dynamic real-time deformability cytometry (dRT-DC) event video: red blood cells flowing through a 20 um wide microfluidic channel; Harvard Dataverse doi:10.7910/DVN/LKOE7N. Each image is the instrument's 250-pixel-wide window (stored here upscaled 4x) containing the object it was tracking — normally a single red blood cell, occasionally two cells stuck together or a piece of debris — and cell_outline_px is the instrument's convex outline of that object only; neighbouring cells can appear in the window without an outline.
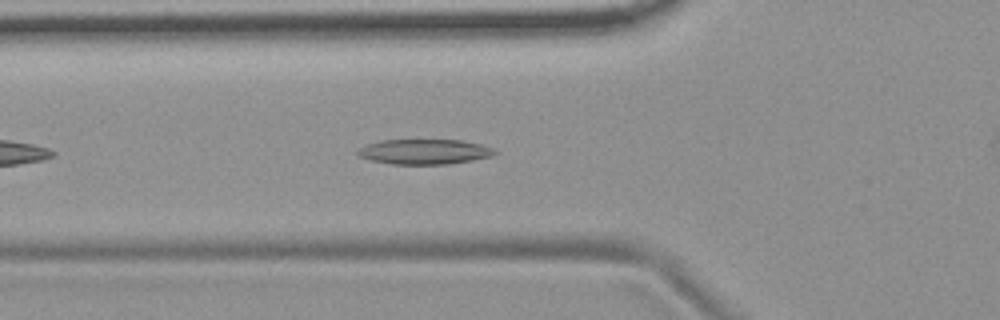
{"species": "common noctule bat (a hibernating species)", "species_latin": "Nyctalus noctula", "temperature_condition": "room temperature", "stored_images_in_passage": 43, "camera_frame_rate_fps": 3000, "um_per_image_px": 0.085, "animal": {"sex": "female", "body_mass_g": 19.9}, "frame": {"image": 1, "passage_image": 7, "time_ms": 2.0, "image_size_px": [1000, 320], "cell_outline_px": [[500, 152], [492, 156], [472, 160], [448, 164], [392, 164], [372, 160], [360, 156], [356, 152], [360, 148], [368, 144], [380, 140], [460, 140], [480, 144], [492, 148]], "centroid_in_image_um": [36.11, 12.89], "position_along_channel_um": 89.7, "area_um2": 19.88}, "authors_computed_cell_mechanics": {"area_um2": 19.1318, "velocity_mm_per_s": 3.6968, "shape_relaxation_time_tau1_ms": null, "shape_relaxation_time_tau2_ms": 9.8999, "deformation_change_tau1": null, "deformation_change_tau2": 0.209}}